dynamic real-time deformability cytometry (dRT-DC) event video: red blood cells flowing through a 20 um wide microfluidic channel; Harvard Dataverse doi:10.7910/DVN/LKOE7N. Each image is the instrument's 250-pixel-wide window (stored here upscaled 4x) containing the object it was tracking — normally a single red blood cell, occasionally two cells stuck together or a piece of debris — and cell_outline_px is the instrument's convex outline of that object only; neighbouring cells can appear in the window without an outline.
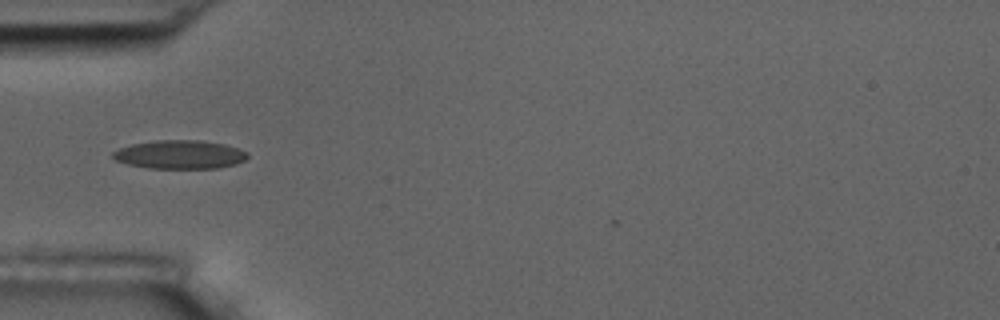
{"species": "common noctule bat (a hibernating species)", "species_latin": "Nyctalus noctula", "temperature_condition": "room temperature", "stored_images_in_passage": 6, "camera_frame_rate_fps": 3000, "um_per_image_px": 0.085, "animal": {"sex": "male", "body_mass_g": 17.5, "forearm_length_mm": 52.3}, "frame": {"image": 1, "passage_image": 2, "time_ms": 1.333, "image_size_px": [1000, 320], "cell_outline_px": [[248, 156], [244, 160], [236, 164], [216, 168], [148, 168], [128, 164], [116, 160], [112, 156], [112, 152], [120, 148], [132, 144], [156, 140], [200, 140], [224, 144], [248, 152]], "centroid_in_image_um": [15.28, 13.13], "position_along_channel_um": 69.7, "area_um2": 22.31}}
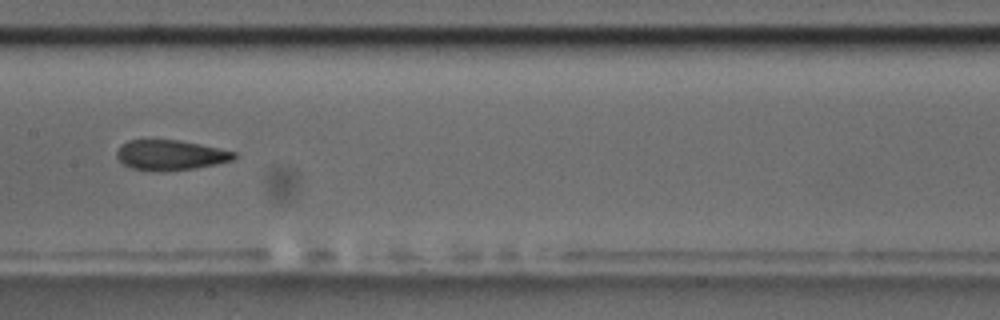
{"frame": {"image": 2, "passage_image": 5, "time_ms": 4.667, "image_size_px": [1000, 320], "cell_outline_px": [[236, 156], [232, 160], [216, 164], [196, 168], [164, 172], [160, 172], [132, 168], [124, 164], [116, 156], [116, 152], [120, 144], [128, 140], [180, 140], [200, 144], [236, 152]], "centroid_in_image_um": [14.47, 13.18], "position_along_channel_um": 192.9, "area_um2": 20.69}}
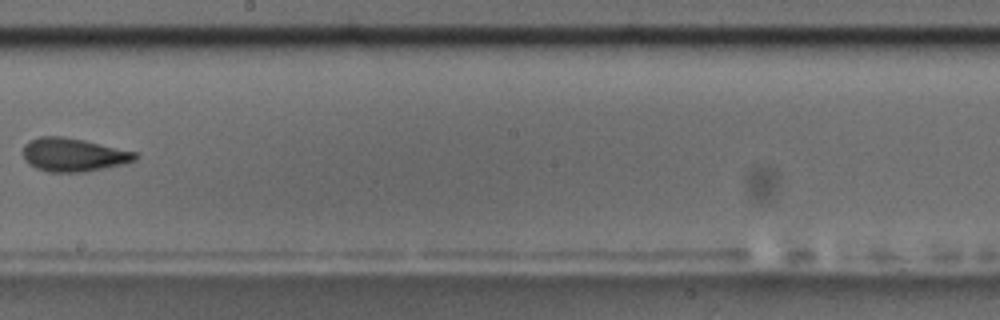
{"frame": {"image": 3, "passage_image": 6, "time_ms": 6.0, "image_size_px": [1000, 320], "cell_outline_px": [[140, 156], [136, 160], [124, 164], [104, 168], [80, 172], [48, 172], [36, 168], [28, 164], [24, 160], [24, 144], [28, 140], [40, 136], [60, 136], [84, 140], [136, 152]], "centroid_in_image_um": [6.23, 13.15], "position_along_channel_um": 242.0, "area_um2": 21.91}}